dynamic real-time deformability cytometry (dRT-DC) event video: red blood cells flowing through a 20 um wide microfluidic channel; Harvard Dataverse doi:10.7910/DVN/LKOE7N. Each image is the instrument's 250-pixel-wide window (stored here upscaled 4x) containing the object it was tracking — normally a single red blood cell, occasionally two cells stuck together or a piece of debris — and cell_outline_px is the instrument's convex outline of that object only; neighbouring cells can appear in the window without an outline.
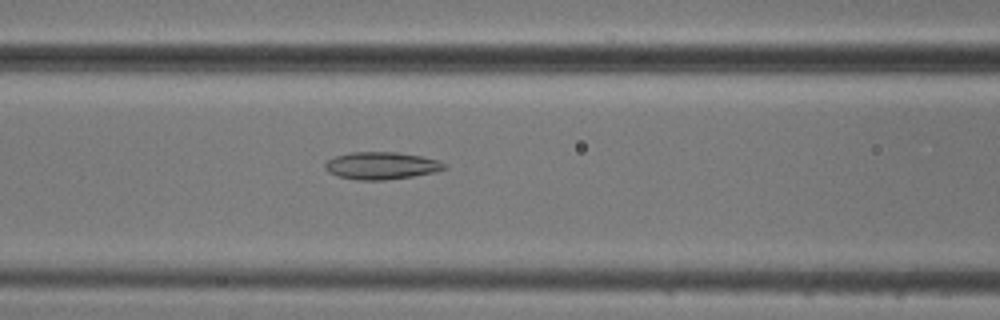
{"species": "common noctule bat (a hibernating species)", "species_latin": "Nyctalus noctula", "temperature_condition": "cold", "stored_images_in_passage": 53, "camera_frame_rate_fps": 3000, "um_per_image_px": 0.085, "animal": {"sex": "male", "body_mass_g": 20.5, "forearm_length_mm": 52.5}, "frame": {"image": 1, "passage_image": 22, "time_ms": 7.0, "image_size_px": [1000, 320], "cell_outline_px": [[448, 168], [436, 172], [412, 176], [384, 180], [356, 180], [336, 176], [328, 172], [324, 168], [324, 164], [328, 160], [336, 156], [352, 152], [396, 152], [420, 156], [436, 160], [448, 164]], "centroid_in_image_um": [32.41, 14.09], "position_along_channel_um": 134.2, "area_um2": 19.07}}
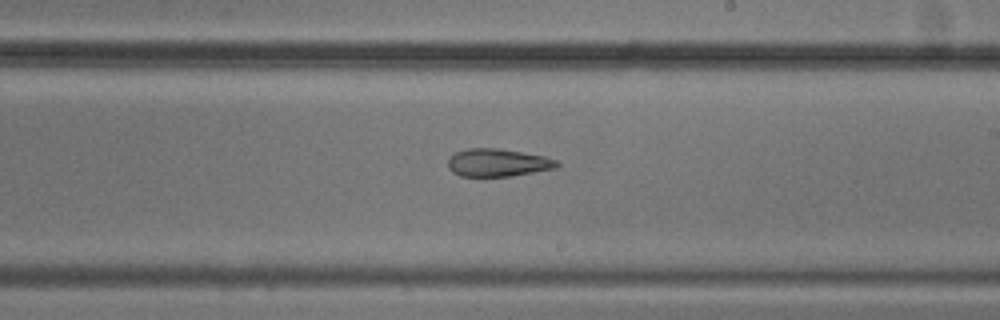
{"frame": {"image": 2, "passage_image": 31, "time_ms": 10.0, "image_size_px": [1000, 320], "cell_outline_px": [[560, 164], [556, 168], [512, 176], [460, 176], [452, 172], [448, 168], [448, 156], [456, 152], [468, 148], [496, 148], [544, 156], [556, 160]], "centroid_in_image_um": [42.27, 13.83], "position_along_channel_um": 246.7, "area_um2": 17.63}}
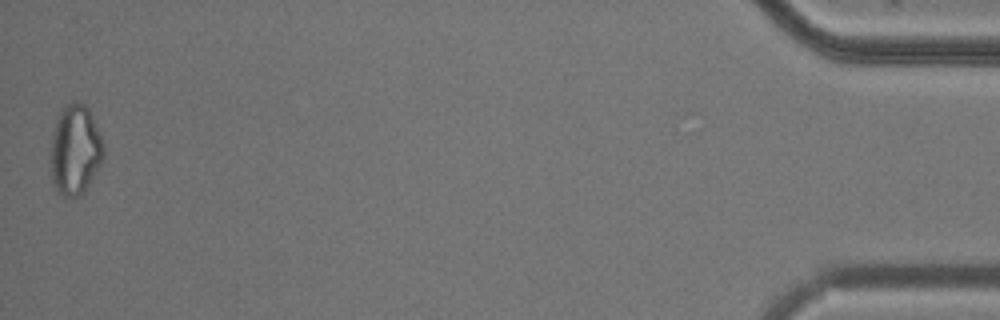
{"frame": {"image": 3, "passage_image": 53, "time_ms": 17.333, "image_size_px": [1000, 320], "cell_outline_px": [[104, 160], [84, 192], [80, 196], [64, 196], [56, 192], [52, 180], [52, 136], [56, 116], [64, 104], [72, 100], [76, 100], [84, 104], [88, 108], [92, 116], [104, 144]], "centroid_in_image_um": [6.4, 12.71], "position_along_channel_um": 428.8, "area_um2": 28.03}}